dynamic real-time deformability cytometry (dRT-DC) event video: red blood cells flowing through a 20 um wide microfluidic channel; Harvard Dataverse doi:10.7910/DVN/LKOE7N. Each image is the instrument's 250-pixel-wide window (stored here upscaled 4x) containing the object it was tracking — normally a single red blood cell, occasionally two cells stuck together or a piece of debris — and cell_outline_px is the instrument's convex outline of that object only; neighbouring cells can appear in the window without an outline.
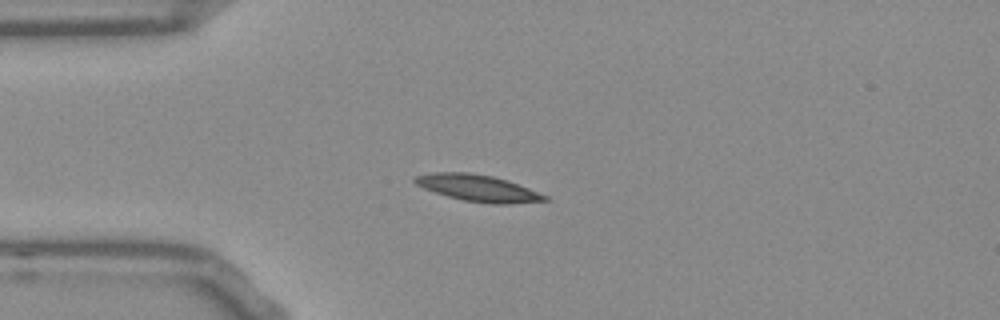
{"species": "Egyptian fruit bat (a non-hibernating species)", "species_latin": "Rousettus aegyptiacus", "temperature_condition": "room temperature", "stored_images_in_passage": 37, "camera_frame_rate_fps": 3000, "um_per_image_px": 0.085, "frame": {"image": 1, "passage_image": 7, "time_ms": 2.0, "image_size_px": [1000, 320], "cell_outline_px": [[548, 200], [508, 204], [492, 204], [464, 200], [448, 196], [424, 188], [416, 184], [412, 180], [416, 176], [432, 172], [468, 172], [492, 176], [508, 180], [548, 196]], "centroid_in_image_um": [40.63, 15.98], "position_along_channel_um": 44.4, "area_um2": 19.94}}
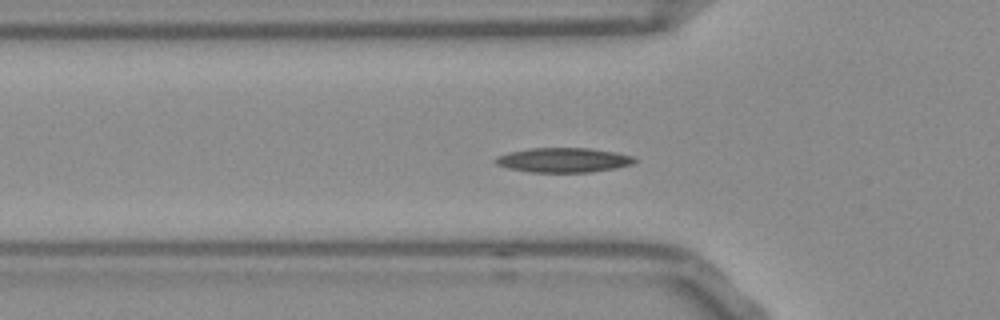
{"frame": {"image": 2, "passage_image": 11, "time_ms": 3.333, "image_size_px": [1000, 320], "cell_outline_px": [[636, 160], [632, 164], [616, 168], [588, 172], [532, 172], [508, 168], [496, 164], [492, 160], [496, 156], [512, 152], [532, 148], [588, 148], [616, 152], [632, 156]], "centroid_in_image_um": [47.88, 13.6], "position_along_channel_um": 77.9, "area_um2": 19.77}}
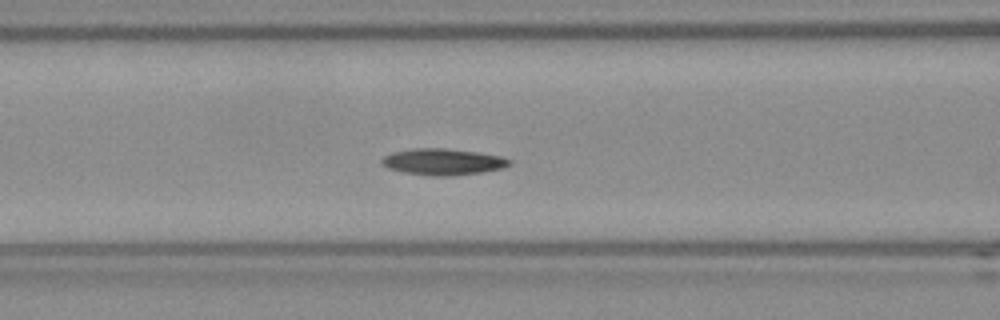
{"frame": {"image": 3, "passage_image": 15, "time_ms": 4.667, "image_size_px": [1000, 320], "cell_outline_px": [[512, 164], [504, 168], [480, 172], [448, 176], [432, 176], [404, 172], [388, 168], [380, 160], [384, 156], [392, 152], [416, 148], [444, 148], [476, 152], [500, 156], [512, 160]], "centroid_in_image_um": [37.67, 13.75], "position_along_channel_um": 128.9, "area_um2": 19.48}, "authors_computed_cell_mechanics": {"area_um2": 18.6694, "velocity_mm_per_s": 3.7606, "shape_relaxation_time_tau1_ms": 6.1823, "shape_relaxation_time_tau2_ms": null, "deformation_change_tau1": 0.129, "deformation_change_tau2": null}}